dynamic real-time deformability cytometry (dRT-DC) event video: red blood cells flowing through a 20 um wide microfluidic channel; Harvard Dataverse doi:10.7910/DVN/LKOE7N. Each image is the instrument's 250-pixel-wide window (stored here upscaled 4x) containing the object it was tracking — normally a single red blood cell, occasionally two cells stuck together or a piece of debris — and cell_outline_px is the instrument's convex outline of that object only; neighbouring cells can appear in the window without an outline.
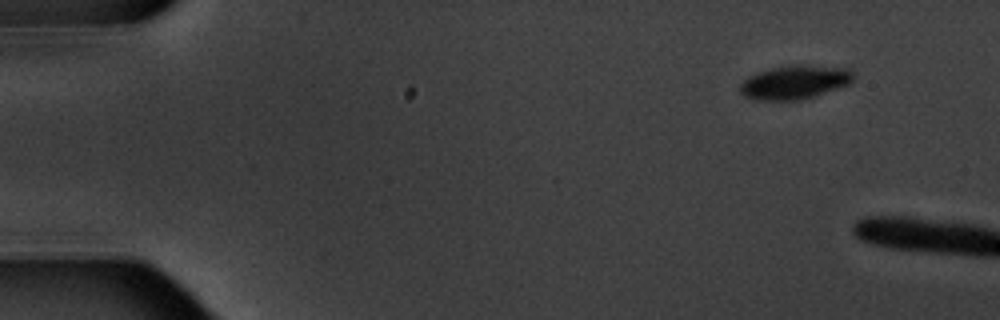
{"species": "common noctule bat (a hibernating species)", "species_latin": "Nyctalus noctula", "temperature_condition": "warm", "stored_images_in_passage": 2, "camera_frame_rate_fps": 3000, "um_per_image_px": 0.085, "animal": {"sex": "male", "body_mass_g": 20.1, "forearm_length_mm": 53.5}, "frame": {"image": 1, "passage_image": 1, "time_ms": 0.0, "image_size_px": [1000, 320], "cell_outline_px": [[852, 80], [848, 84], [800, 100], [756, 100], [744, 96], [740, 92], [740, 84], [748, 76], [756, 72], [772, 68], [808, 64], [848, 68], [852, 72]], "centroid_in_image_um": [67.51, 6.98], "position_along_channel_um": 17.5, "area_um2": 22.02}}